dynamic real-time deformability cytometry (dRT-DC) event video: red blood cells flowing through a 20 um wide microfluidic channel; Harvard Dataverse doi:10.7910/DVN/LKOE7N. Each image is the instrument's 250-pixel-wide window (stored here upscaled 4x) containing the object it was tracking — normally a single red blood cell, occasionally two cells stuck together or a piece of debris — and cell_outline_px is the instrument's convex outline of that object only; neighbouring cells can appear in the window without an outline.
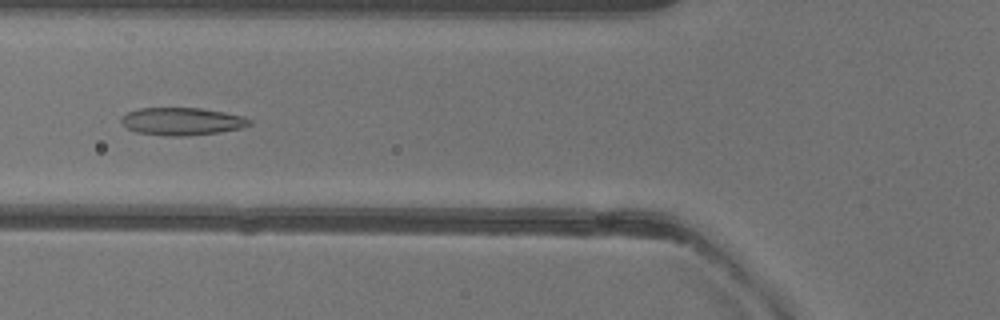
{"species": "common noctule bat (a hibernating species)", "species_latin": "Nyctalus noctula", "temperature_condition": "warm", "stored_images_in_passage": 38, "camera_frame_rate_fps": 3000, "um_per_image_px": 0.085, "animal": {"sex": "female"}, "frame": {"image": 1, "passage_image": 6, "time_ms": 1.667, "image_size_px": [1000, 320], "cell_outline_px": [[252, 124], [244, 128], [220, 132], [188, 136], [164, 136], [136, 132], [128, 128], [120, 120], [120, 116], [128, 112], [140, 108], [200, 108], [224, 112], [244, 116], [252, 120]], "centroid_in_image_um": [15.5, 10.32], "position_along_channel_um": 110.3, "area_um2": 20.87}}
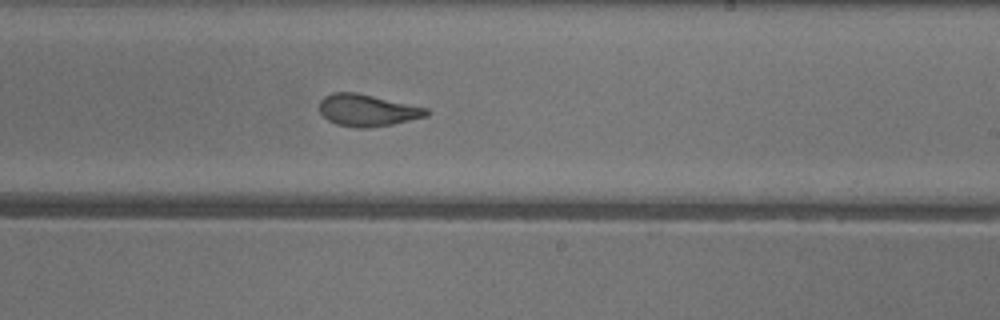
{"frame": {"image": 2, "passage_image": 17, "time_ms": 5.333, "image_size_px": [1000, 320], "cell_outline_px": [[428, 116], [392, 124], [364, 128], [356, 128], [336, 124], [328, 120], [320, 112], [320, 100], [324, 96], [332, 92], [356, 92], [428, 108]], "centroid_in_image_um": [31.21, 9.37], "position_along_channel_um": 257.8, "area_um2": 19.83}}
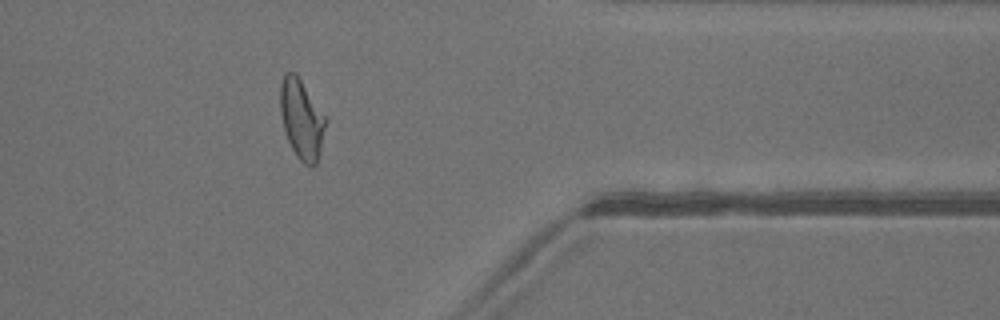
{"frame": {"image": 3, "passage_image": 28, "time_ms": 9.0, "image_size_px": [1000, 320], "cell_outline_px": [[328, 120], [316, 164], [304, 164], [296, 156], [288, 140], [284, 128], [280, 112], [280, 84], [284, 76], [288, 72], [296, 72]], "centroid_in_image_um": [25.64, 10.1], "position_along_channel_um": 385.8, "area_um2": 20.87}, "authors_computed_cell_mechanics": {"area_um2": 20.8369, "velocity_mm_per_s": 4.0105, "shape_relaxation_time_tau1_ms": null, "shape_relaxation_time_tau2_ms": 1.1588, "deformation_change_tau1": null, "deformation_change_tau2": 0.0791}}